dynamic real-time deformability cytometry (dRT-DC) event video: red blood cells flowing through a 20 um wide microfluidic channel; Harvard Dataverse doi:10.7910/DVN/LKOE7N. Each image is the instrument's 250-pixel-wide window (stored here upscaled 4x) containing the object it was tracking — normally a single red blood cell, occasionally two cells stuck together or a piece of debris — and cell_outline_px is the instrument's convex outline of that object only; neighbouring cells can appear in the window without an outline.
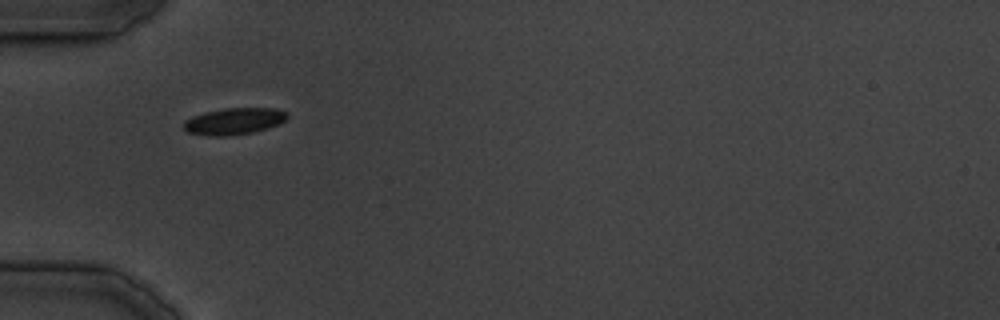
{"species": "common noctule bat (a hibernating species)", "species_latin": "Nyctalus noctula", "temperature_condition": "cold", "stored_images_in_passage": 3, "camera_frame_rate_fps": 3000, "um_per_image_px": 0.085, "animal": {"sex": "male", "body_mass_g": 19.5, "forearm_length_mm": 54.6}, "frame": {"image": 1, "passage_image": 1, "time_ms": 0.0, "image_size_px": [1000, 320], "cell_outline_px": [[288, 116], [284, 120], [268, 128], [252, 132], [224, 136], [216, 136], [188, 132], [184, 128], [184, 120], [192, 116], [204, 112], [224, 108], [276, 108], [288, 112]], "centroid_in_image_um": [19.89, 10.28], "position_along_channel_um": 65.1, "area_um2": 15.9}}